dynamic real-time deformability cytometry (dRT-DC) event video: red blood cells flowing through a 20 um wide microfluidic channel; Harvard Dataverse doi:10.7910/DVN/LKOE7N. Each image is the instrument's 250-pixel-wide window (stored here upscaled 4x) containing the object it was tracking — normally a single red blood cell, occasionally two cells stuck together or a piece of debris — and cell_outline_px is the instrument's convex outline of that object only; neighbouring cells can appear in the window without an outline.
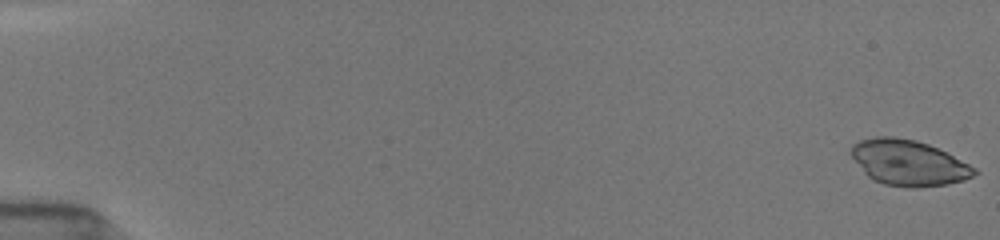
{"species": "common noctule bat (a hibernating species)", "species_latin": "Nyctalus noctula", "temperature_condition": "room temperature", "stored_images_in_passage": 53, "camera_frame_rate_fps": 3000, "um_per_image_px": 0.085, "animal": {"sex": "female", "body_mass_g": 19.5, "forearm_length_mm": 54.1}, "frame": {"image": 1, "passage_image": 1, "time_ms": 0.0, "image_size_px": [1000, 240], "cell_outline_px": [[980, 172], [964, 180], [948, 184], [920, 188], [908, 188], [884, 184], [868, 176], [864, 172], [848, 152], [852, 144], [860, 140], [876, 136], [892, 136], [916, 140], [928, 144], [976, 168]], "centroid_in_image_um": [77.2, 13.84], "position_along_channel_um": 7.8, "area_um2": 32.71}}